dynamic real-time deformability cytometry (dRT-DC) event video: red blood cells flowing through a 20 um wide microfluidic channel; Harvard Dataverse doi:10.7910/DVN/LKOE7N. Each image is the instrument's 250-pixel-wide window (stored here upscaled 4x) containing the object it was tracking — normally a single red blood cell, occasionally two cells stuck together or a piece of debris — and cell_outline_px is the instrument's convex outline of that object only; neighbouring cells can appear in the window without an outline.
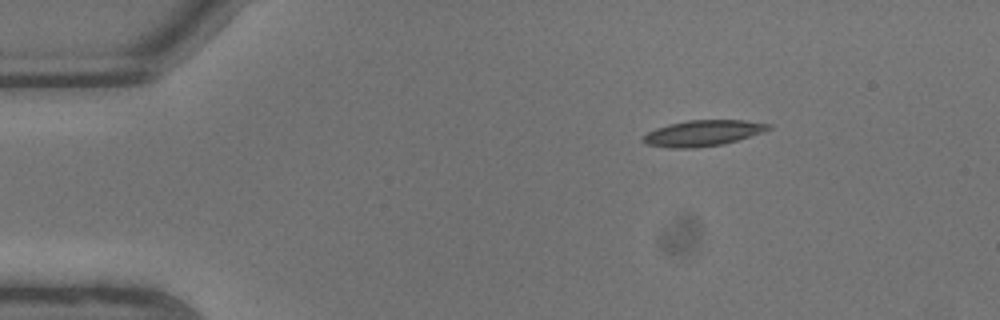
{"species": "common noctule bat (a hibernating species)", "species_latin": "Nyctalus noctula", "temperature_condition": "warm", "stored_images_in_passage": 4, "camera_frame_rate_fps": 3000, "um_per_image_px": 0.085, "animal": {"sex": "male", "body_mass_g": 13.3}, "frame": {"image": 1, "passage_image": 1, "time_ms": 0.0, "image_size_px": [1000, 320], "cell_outline_px": [[772, 128], [764, 132], [736, 140], [720, 144], [692, 148], [672, 148], [644, 144], [640, 140], [648, 132], [656, 128], [668, 124], [688, 120], [744, 120], [772, 124]], "centroid_in_image_um": [59.73, 11.31], "position_along_channel_um": 25.3, "area_um2": 18.84}}
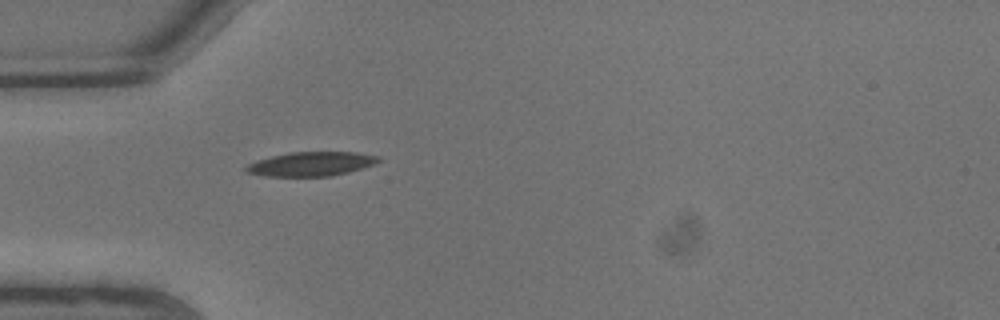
{"frame": {"image": 2, "passage_image": 4, "time_ms": 1.0, "image_size_px": [1000, 320], "cell_outline_px": [[380, 160], [376, 164], [364, 168], [332, 176], [264, 176], [244, 172], [244, 168], [248, 164], [272, 156], [288, 152], [356, 152], [380, 156]], "centroid_in_image_um": [26.48, 13.94], "position_along_channel_um": 58.5, "area_um2": 18.73}}